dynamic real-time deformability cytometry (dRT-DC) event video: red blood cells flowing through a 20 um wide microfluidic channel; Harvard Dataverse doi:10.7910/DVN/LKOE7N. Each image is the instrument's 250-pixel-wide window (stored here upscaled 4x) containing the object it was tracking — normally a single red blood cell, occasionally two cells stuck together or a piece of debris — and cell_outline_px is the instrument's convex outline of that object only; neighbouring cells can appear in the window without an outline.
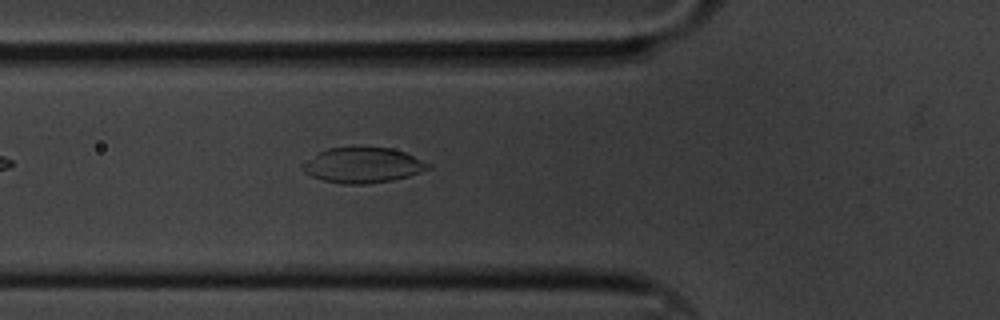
{"species": "common noctule bat (a hibernating species)", "species_latin": "Nyctalus noctula", "temperature_condition": "cold", "stored_images_in_passage": 2, "camera_frame_rate_fps": 3000, "um_per_image_px": 0.085, "animal": {"sex": "male", "body_mass_g": 20.1, "forearm_length_mm": 53.5}, "frame": {"image": 1, "passage_image": 2, "time_ms": 0.333, "image_size_px": [1000, 320], "cell_outline_px": [[432, 168], [408, 176], [392, 180], [368, 184], [344, 184], [324, 180], [312, 176], [304, 172], [300, 168], [300, 164], [320, 152], [328, 148], [352, 144], [392, 148], [404, 152], [432, 164]], "centroid_in_image_um": [30.83, 14.0], "position_along_channel_um": 95.0, "area_um2": 26.59}}